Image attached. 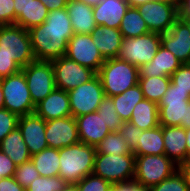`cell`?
Masks as SVG:
<instances>
[{
    "instance_id": "49",
    "label": "cell",
    "mask_w": 190,
    "mask_h": 191,
    "mask_svg": "<svg viewBox=\"0 0 190 191\" xmlns=\"http://www.w3.org/2000/svg\"><path fill=\"white\" fill-rule=\"evenodd\" d=\"M32 2L33 0H14L15 23L16 18L21 14L22 11H25L26 7Z\"/></svg>"
},
{
    "instance_id": "13",
    "label": "cell",
    "mask_w": 190,
    "mask_h": 191,
    "mask_svg": "<svg viewBox=\"0 0 190 191\" xmlns=\"http://www.w3.org/2000/svg\"><path fill=\"white\" fill-rule=\"evenodd\" d=\"M150 32L167 33L179 18L178 7L168 2L151 0L137 7Z\"/></svg>"
},
{
    "instance_id": "35",
    "label": "cell",
    "mask_w": 190,
    "mask_h": 191,
    "mask_svg": "<svg viewBox=\"0 0 190 191\" xmlns=\"http://www.w3.org/2000/svg\"><path fill=\"white\" fill-rule=\"evenodd\" d=\"M68 184L60 177H44L39 176L31 185L26 188V191H61Z\"/></svg>"
},
{
    "instance_id": "27",
    "label": "cell",
    "mask_w": 190,
    "mask_h": 191,
    "mask_svg": "<svg viewBox=\"0 0 190 191\" xmlns=\"http://www.w3.org/2000/svg\"><path fill=\"white\" fill-rule=\"evenodd\" d=\"M130 122L141 130H150L159 126L158 104L143 99L135 105Z\"/></svg>"
},
{
    "instance_id": "44",
    "label": "cell",
    "mask_w": 190,
    "mask_h": 191,
    "mask_svg": "<svg viewBox=\"0 0 190 191\" xmlns=\"http://www.w3.org/2000/svg\"><path fill=\"white\" fill-rule=\"evenodd\" d=\"M112 191H150L145 188L135 179L113 183L111 187Z\"/></svg>"
},
{
    "instance_id": "42",
    "label": "cell",
    "mask_w": 190,
    "mask_h": 191,
    "mask_svg": "<svg viewBox=\"0 0 190 191\" xmlns=\"http://www.w3.org/2000/svg\"><path fill=\"white\" fill-rule=\"evenodd\" d=\"M15 24L14 0H0V25Z\"/></svg>"
},
{
    "instance_id": "14",
    "label": "cell",
    "mask_w": 190,
    "mask_h": 191,
    "mask_svg": "<svg viewBox=\"0 0 190 191\" xmlns=\"http://www.w3.org/2000/svg\"><path fill=\"white\" fill-rule=\"evenodd\" d=\"M72 61L98 73L105 62L91 34H74L68 41L66 55Z\"/></svg>"
},
{
    "instance_id": "9",
    "label": "cell",
    "mask_w": 190,
    "mask_h": 191,
    "mask_svg": "<svg viewBox=\"0 0 190 191\" xmlns=\"http://www.w3.org/2000/svg\"><path fill=\"white\" fill-rule=\"evenodd\" d=\"M160 45L161 34L155 32L132 38L123 37L117 58L139 68L154 58Z\"/></svg>"
},
{
    "instance_id": "50",
    "label": "cell",
    "mask_w": 190,
    "mask_h": 191,
    "mask_svg": "<svg viewBox=\"0 0 190 191\" xmlns=\"http://www.w3.org/2000/svg\"><path fill=\"white\" fill-rule=\"evenodd\" d=\"M129 7H138L151 0H125Z\"/></svg>"
},
{
    "instance_id": "30",
    "label": "cell",
    "mask_w": 190,
    "mask_h": 191,
    "mask_svg": "<svg viewBox=\"0 0 190 191\" xmlns=\"http://www.w3.org/2000/svg\"><path fill=\"white\" fill-rule=\"evenodd\" d=\"M119 30L122 36L126 38L138 37L150 32L137 7L127 9Z\"/></svg>"
},
{
    "instance_id": "51",
    "label": "cell",
    "mask_w": 190,
    "mask_h": 191,
    "mask_svg": "<svg viewBox=\"0 0 190 191\" xmlns=\"http://www.w3.org/2000/svg\"><path fill=\"white\" fill-rule=\"evenodd\" d=\"M187 160H190V127L186 128Z\"/></svg>"
},
{
    "instance_id": "17",
    "label": "cell",
    "mask_w": 190,
    "mask_h": 191,
    "mask_svg": "<svg viewBox=\"0 0 190 191\" xmlns=\"http://www.w3.org/2000/svg\"><path fill=\"white\" fill-rule=\"evenodd\" d=\"M161 45L173 53L182 64L190 63V32L180 18L167 33L161 34Z\"/></svg>"
},
{
    "instance_id": "31",
    "label": "cell",
    "mask_w": 190,
    "mask_h": 191,
    "mask_svg": "<svg viewBox=\"0 0 190 191\" xmlns=\"http://www.w3.org/2000/svg\"><path fill=\"white\" fill-rule=\"evenodd\" d=\"M171 82L170 76L139 77L138 84L144 95V99L159 104Z\"/></svg>"
},
{
    "instance_id": "45",
    "label": "cell",
    "mask_w": 190,
    "mask_h": 191,
    "mask_svg": "<svg viewBox=\"0 0 190 191\" xmlns=\"http://www.w3.org/2000/svg\"><path fill=\"white\" fill-rule=\"evenodd\" d=\"M0 191H26L14 177L2 178L0 180Z\"/></svg>"
},
{
    "instance_id": "12",
    "label": "cell",
    "mask_w": 190,
    "mask_h": 191,
    "mask_svg": "<svg viewBox=\"0 0 190 191\" xmlns=\"http://www.w3.org/2000/svg\"><path fill=\"white\" fill-rule=\"evenodd\" d=\"M56 88L69 92L90 81L97 73L87 67L70 60L66 56L51 61Z\"/></svg>"
},
{
    "instance_id": "11",
    "label": "cell",
    "mask_w": 190,
    "mask_h": 191,
    "mask_svg": "<svg viewBox=\"0 0 190 191\" xmlns=\"http://www.w3.org/2000/svg\"><path fill=\"white\" fill-rule=\"evenodd\" d=\"M71 116L74 118L95 112L105 96L98 75L68 92Z\"/></svg>"
},
{
    "instance_id": "48",
    "label": "cell",
    "mask_w": 190,
    "mask_h": 191,
    "mask_svg": "<svg viewBox=\"0 0 190 191\" xmlns=\"http://www.w3.org/2000/svg\"><path fill=\"white\" fill-rule=\"evenodd\" d=\"M178 13L179 18H190V0H181Z\"/></svg>"
},
{
    "instance_id": "38",
    "label": "cell",
    "mask_w": 190,
    "mask_h": 191,
    "mask_svg": "<svg viewBox=\"0 0 190 191\" xmlns=\"http://www.w3.org/2000/svg\"><path fill=\"white\" fill-rule=\"evenodd\" d=\"M79 191H111L112 184L94 174L87 175L75 184Z\"/></svg>"
},
{
    "instance_id": "32",
    "label": "cell",
    "mask_w": 190,
    "mask_h": 191,
    "mask_svg": "<svg viewBox=\"0 0 190 191\" xmlns=\"http://www.w3.org/2000/svg\"><path fill=\"white\" fill-rule=\"evenodd\" d=\"M49 10L40 0H33L25 11L16 18V25L23 27L26 30L34 26L41 25L47 18Z\"/></svg>"
},
{
    "instance_id": "1",
    "label": "cell",
    "mask_w": 190,
    "mask_h": 191,
    "mask_svg": "<svg viewBox=\"0 0 190 191\" xmlns=\"http://www.w3.org/2000/svg\"><path fill=\"white\" fill-rule=\"evenodd\" d=\"M36 60L52 61L66 55L69 39L74 35L66 8L48 13L46 20L29 30Z\"/></svg>"
},
{
    "instance_id": "28",
    "label": "cell",
    "mask_w": 190,
    "mask_h": 191,
    "mask_svg": "<svg viewBox=\"0 0 190 191\" xmlns=\"http://www.w3.org/2000/svg\"><path fill=\"white\" fill-rule=\"evenodd\" d=\"M112 98L118 116L123 122H126L130 121L135 105L144 99V95L140 85L136 84L125 92L113 96Z\"/></svg>"
},
{
    "instance_id": "25",
    "label": "cell",
    "mask_w": 190,
    "mask_h": 191,
    "mask_svg": "<svg viewBox=\"0 0 190 191\" xmlns=\"http://www.w3.org/2000/svg\"><path fill=\"white\" fill-rule=\"evenodd\" d=\"M0 150L8 155L17 166L31 160V155L18 127L0 142Z\"/></svg>"
},
{
    "instance_id": "18",
    "label": "cell",
    "mask_w": 190,
    "mask_h": 191,
    "mask_svg": "<svg viewBox=\"0 0 190 191\" xmlns=\"http://www.w3.org/2000/svg\"><path fill=\"white\" fill-rule=\"evenodd\" d=\"M34 113L45 121L71 116L68 92L55 88L35 105Z\"/></svg>"
},
{
    "instance_id": "34",
    "label": "cell",
    "mask_w": 190,
    "mask_h": 191,
    "mask_svg": "<svg viewBox=\"0 0 190 191\" xmlns=\"http://www.w3.org/2000/svg\"><path fill=\"white\" fill-rule=\"evenodd\" d=\"M96 112L102 116L105 120V124L108 126L110 132L118 131V128L124 123L116 112L113 98L110 96H104L99 104V108Z\"/></svg>"
},
{
    "instance_id": "26",
    "label": "cell",
    "mask_w": 190,
    "mask_h": 191,
    "mask_svg": "<svg viewBox=\"0 0 190 191\" xmlns=\"http://www.w3.org/2000/svg\"><path fill=\"white\" fill-rule=\"evenodd\" d=\"M164 137L162 126L159 125L150 130H143L137 148L133 151L135 156L143 155H163L165 154Z\"/></svg>"
},
{
    "instance_id": "10",
    "label": "cell",
    "mask_w": 190,
    "mask_h": 191,
    "mask_svg": "<svg viewBox=\"0 0 190 191\" xmlns=\"http://www.w3.org/2000/svg\"><path fill=\"white\" fill-rule=\"evenodd\" d=\"M34 105L42 101L55 88L51 61L35 60L22 68Z\"/></svg>"
},
{
    "instance_id": "55",
    "label": "cell",
    "mask_w": 190,
    "mask_h": 191,
    "mask_svg": "<svg viewBox=\"0 0 190 191\" xmlns=\"http://www.w3.org/2000/svg\"><path fill=\"white\" fill-rule=\"evenodd\" d=\"M159 1L168 2L170 4L177 6V7H179L180 2H181V0H159Z\"/></svg>"
},
{
    "instance_id": "39",
    "label": "cell",
    "mask_w": 190,
    "mask_h": 191,
    "mask_svg": "<svg viewBox=\"0 0 190 191\" xmlns=\"http://www.w3.org/2000/svg\"><path fill=\"white\" fill-rule=\"evenodd\" d=\"M143 130L135 126L132 122L126 121L119 128L118 133L122 135L126 141L127 145L134 151L137 148V141L141 136Z\"/></svg>"
},
{
    "instance_id": "52",
    "label": "cell",
    "mask_w": 190,
    "mask_h": 191,
    "mask_svg": "<svg viewBox=\"0 0 190 191\" xmlns=\"http://www.w3.org/2000/svg\"><path fill=\"white\" fill-rule=\"evenodd\" d=\"M78 1L84 2L87 5L93 7V6L97 5L101 0H78Z\"/></svg>"
},
{
    "instance_id": "20",
    "label": "cell",
    "mask_w": 190,
    "mask_h": 191,
    "mask_svg": "<svg viewBox=\"0 0 190 191\" xmlns=\"http://www.w3.org/2000/svg\"><path fill=\"white\" fill-rule=\"evenodd\" d=\"M181 65L173 53L160 45L154 58L139 67V77L171 76Z\"/></svg>"
},
{
    "instance_id": "53",
    "label": "cell",
    "mask_w": 190,
    "mask_h": 191,
    "mask_svg": "<svg viewBox=\"0 0 190 191\" xmlns=\"http://www.w3.org/2000/svg\"><path fill=\"white\" fill-rule=\"evenodd\" d=\"M61 191H79L76 185L68 184L63 190Z\"/></svg>"
},
{
    "instance_id": "56",
    "label": "cell",
    "mask_w": 190,
    "mask_h": 191,
    "mask_svg": "<svg viewBox=\"0 0 190 191\" xmlns=\"http://www.w3.org/2000/svg\"><path fill=\"white\" fill-rule=\"evenodd\" d=\"M188 27L190 32V18H180Z\"/></svg>"
},
{
    "instance_id": "33",
    "label": "cell",
    "mask_w": 190,
    "mask_h": 191,
    "mask_svg": "<svg viewBox=\"0 0 190 191\" xmlns=\"http://www.w3.org/2000/svg\"><path fill=\"white\" fill-rule=\"evenodd\" d=\"M96 153L125 155L134 154L131 148L127 145L126 139L116 132H110L107 136L95 147Z\"/></svg>"
},
{
    "instance_id": "40",
    "label": "cell",
    "mask_w": 190,
    "mask_h": 191,
    "mask_svg": "<svg viewBox=\"0 0 190 191\" xmlns=\"http://www.w3.org/2000/svg\"><path fill=\"white\" fill-rule=\"evenodd\" d=\"M19 117L7 110L0 109V142L16 127H18Z\"/></svg>"
},
{
    "instance_id": "6",
    "label": "cell",
    "mask_w": 190,
    "mask_h": 191,
    "mask_svg": "<svg viewBox=\"0 0 190 191\" xmlns=\"http://www.w3.org/2000/svg\"><path fill=\"white\" fill-rule=\"evenodd\" d=\"M3 90L4 107L18 117L34 113L35 105L21 70L18 73L0 79Z\"/></svg>"
},
{
    "instance_id": "46",
    "label": "cell",
    "mask_w": 190,
    "mask_h": 191,
    "mask_svg": "<svg viewBox=\"0 0 190 191\" xmlns=\"http://www.w3.org/2000/svg\"><path fill=\"white\" fill-rule=\"evenodd\" d=\"M40 1L46 6L49 12L53 10L66 8L67 6L66 0H40Z\"/></svg>"
},
{
    "instance_id": "21",
    "label": "cell",
    "mask_w": 190,
    "mask_h": 191,
    "mask_svg": "<svg viewBox=\"0 0 190 191\" xmlns=\"http://www.w3.org/2000/svg\"><path fill=\"white\" fill-rule=\"evenodd\" d=\"M129 8L125 0H101L93 6V15L96 25L109 28H120V23Z\"/></svg>"
},
{
    "instance_id": "15",
    "label": "cell",
    "mask_w": 190,
    "mask_h": 191,
    "mask_svg": "<svg viewBox=\"0 0 190 191\" xmlns=\"http://www.w3.org/2000/svg\"><path fill=\"white\" fill-rule=\"evenodd\" d=\"M45 138L50 148H63L80 142L73 116L46 121Z\"/></svg>"
},
{
    "instance_id": "5",
    "label": "cell",
    "mask_w": 190,
    "mask_h": 191,
    "mask_svg": "<svg viewBox=\"0 0 190 191\" xmlns=\"http://www.w3.org/2000/svg\"><path fill=\"white\" fill-rule=\"evenodd\" d=\"M159 125L190 127V94L170 82L158 104Z\"/></svg>"
},
{
    "instance_id": "41",
    "label": "cell",
    "mask_w": 190,
    "mask_h": 191,
    "mask_svg": "<svg viewBox=\"0 0 190 191\" xmlns=\"http://www.w3.org/2000/svg\"><path fill=\"white\" fill-rule=\"evenodd\" d=\"M171 83L190 94V63L182 64L171 76Z\"/></svg>"
},
{
    "instance_id": "7",
    "label": "cell",
    "mask_w": 190,
    "mask_h": 191,
    "mask_svg": "<svg viewBox=\"0 0 190 191\" xmlns=\"http://www.w3.org/2000/svg\"><path fill=\"white\" fill-rule=\"evenodd\" d=\"M176 170L178 165L165 154L135 156L134 179L147 189L167 179Z\"/></svg>"
},
{
    "instance_id": "36",
    "label": "cell",
    "mask_w": 190,
    "mask_h": 191,
    "mask_svg": "<svg viewBox=\"0 0 190 191\" xmlns=\"http://www.w3.org/2000/svg\"><path fill=\"white\" fill-rule=\"evenodd\" d=\"M39 173L35 168L32 160H29L21 165H18L15 173L14 179L26 190L31 185L35 179L39 177Z\"/></svg>"
},
{
    "instance_id": "16",
    "label": "cell",
    "mask_w": 190,
    "mask_h": 191,
    "mask_svg": "<svg viewBox=\"0 0 190 191\" xmlns=\"http://www.w3.org/2000/svg\"><path fill=\"white\" fill-rule=\"evenodd\" d=\"M18 128L31 156L48 148L45 138L46 121L40 116L32 113L19 117Z\"/></svg>"
},
{
    "instance_id": "29",
    "label": "cell",
    "mask_w": 190,
    "mask_h": 191,
    "mask_svg": "<svg viewBox=\"0 0 190 191\" xmlns=\"http://www.w3.org/2000/svg\"><path fill=\"white\" fill-rule=\"evenodd\" d=\"M31 160L34 163L35 168L37 169L40 176H59V149L48 147L41 152L31 156Z\"/></svg>"
},
{
    "instance_id": "37",
    "label": "cell",
    "mask_w": 190,
    "mask_h": 191,
    "mask_svg": "<svg viewBox=\"0 0 190 191\" xmlns=\"http://www.w3.org/2000/svg\"><path fill=\"white\" fill-rule=\"evenodd\" d=\"M150 191H188L183 175L176 170L167 179L150 188Z\"/></svg>"
},
{
    "instance_id": "8",
    "label": "cell",
    "mask_w": 190,
    "mask_h": 191,
    "mask_svg": "<svg viewBox=\"0 0 190 191\" xmlns=\"http://www.w3.org/2000/svg\"><path fill=\"white\" fill-rule=\"evenodd\" d=\"M93 174L111 184L132 180L135 175V155L96 153Z\"/></svg>"
},
{
    "instance_id": "23",
    "label": "cell",
    "mask_w": 190,
    "mask_h": 191,
    "mask_svg": "<svg viewBox=\"0 0 190 191\" xmlns=\"http://www.w3.org/2000/svg\"><path fill=\"white\" fill-rule=\"evenodd\" d=\"M92 40L99 49L103 58H116L123 41V36L119 29L97 25L91 32Z\"/></svg>"
},
{
    "instance_id": "54",
    "label": "cell",
    "mask_w": 190,
    "mask_h": 191,
    "mask_svg": "<svg viewBox=\"0 0 190 191\" xmlns=\"http://www.w3.org/2000/svg\"><path fill=\"white\" fill-rule=\"evenodd\" d=\"M4 107V96H3V90L0 84V109H3Z\"/></svg>"
},
{
    "instance_id": "22",
    "label": "cell",
    "mask_w": 190,
    "mask_h": 191,
    "mask_svg": "<svg viewBox=\"0 0 190 191\" xmlns=\"http://www.w3.org/2000/svg\"><path fill=\"white\" fill-rule=\"evenodd\" d=\"M165 155L176 165L187 160L186 129L181 126H162Z\"/></svg>"
},
{
    "instance_id": "4",
    "label": "cell",
    "mask_w": 190,
    "mask_h": 191,
    "mask_svg": "<svg viewBox=\"0 0 190 191\" xmlns=\"http://www.w3.org/2000/svg\"><path fill=\"white\" fill-rule=\"evenodd\" d=\"M97 75L101 80L104 94L110 97L125 92L139 82V68L117 57L106 59Z\"/></svg>"
},
{
    "instance_id": "3",
    "label": "cell",
    "mask_w": 190,
    "mask_h": 191,
    "mask_svg": "<svg viewBox=\"0 0 190 191\" xmlns=\"http://www.w3.org/2000/svg\"><path fill=\"white\" fill-rule=\"evenodd\" d=\"M96 149L83 142L59 149V176L75 185L87 175L93 174Z\"/></svg>"
},
{
    "instance_id": "24",
    "label": "cell",
    "mask_w": 190,
    "mask_h": 191,
    "mask_svg": "<svg viewBox=\"0 0 190 191\" xmlns=\"http://www.w3.org/2000/svg\"><path fill=\"white\" fill-rule=\"evenodd\" d=\"M66 10L71 19L74 34H91L97 26L92 6L78 0H70L67 2Z\"/></svg>"
},
{
    "instance_id": "19",
    "label": "cell",
    "mask_w": 190,
    "mask_h": 191,
    "mask_svg": "<svg viewBox=\"0 0 190 191\" xmlns=\"http://www.w3.org/2000/svg\"><path fill=\"white\" fill-rule=\"evenodd\" d=\"M80 142L96 147L110 133L105 120L96 111L75 118Z\"/></svg>"
},
{
    "instance_id": "2",
    "label": "cell",
    "mask_w": 190,
    "mask_h": 191,
    "mask_svg": "<svg viewBox=\"0 0 190 191\" xmlns=\"http://www.w3.org/2000/svg\"><path fill=\"white\" fill-rule=\"evenodd\" d=\"M35 60L29 31L16 24L0 25V79Z\"/></svg>"
},
{
    "instance_id": "47",
    "label": "cell",
    "mask_w": 190,
    "mask_h": 191,
    "mask_svg": "<svg viewBox=\"0 0 190 191\" xmlns=\"http://www.w3.org/2000/svg\"><path fill=\"white\" fill-rule=\"evenodd\" d=\"M178 170L183 175L185 183L188 186V191H190V160H186L184 163L178 165Z\"/></svg>"
},
{
    "instance_id": "43",
    "label": "cell",
    "mask_w": 190,
    "mask_h": 191,
    "mask_svg": "<svg viewBox=\"0 0 190 191\" xmlns=\"http://www.w3.org/2000/svg\"><path fill=\"white\" fill-rule=\"evenodd\" d=\"M17 165L0 150V180L2 178L14 177Z\"/></svg>"
}]
</instances>
